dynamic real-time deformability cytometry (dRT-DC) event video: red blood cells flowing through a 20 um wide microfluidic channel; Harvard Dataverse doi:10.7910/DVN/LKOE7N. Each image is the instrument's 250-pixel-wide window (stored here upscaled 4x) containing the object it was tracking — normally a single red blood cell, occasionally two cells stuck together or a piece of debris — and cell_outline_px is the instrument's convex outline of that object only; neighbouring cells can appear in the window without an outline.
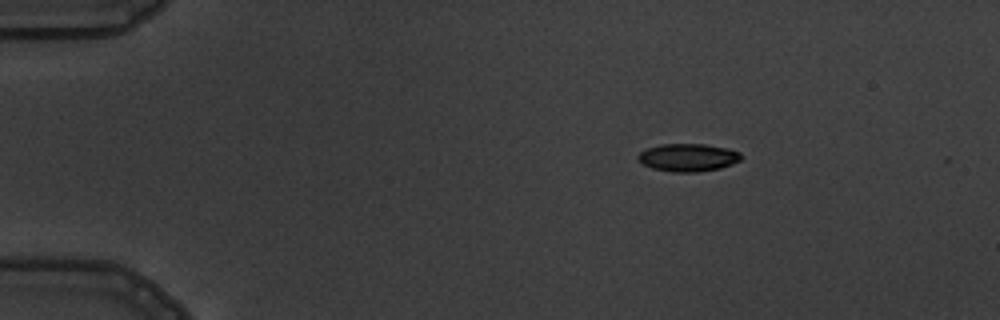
{"species": "common noctule bat (a hibernating species)", "species_latin": "Nyctalus noctula", "temperature_condition": "warm", "stored_images_in_passage": 4, "camera_frame_rate_fps": 3000, "um_per_image_px": 0.085, "animal": {"sex": "male", "body_mass_g": 19.5, "forearm_length_mm": 54.6}, "frame": {"image": 1, "passage_image": 1, "time_ms": 0.0, "image_size_px": [1000, 320], "cell_outline_px": [[740, 160], [732, 164], [720, 168], [700, 172], [672, 172], [652, 168], [644, 164], [636, 156], [640, 152], [648, 148], [660, 144], [704, 144], [728, 148], [740, 152]], "centroid_in_image_um": [58.49, 13.39], "position_along_channel_um": 26.5, "area_um2": 16.65}}
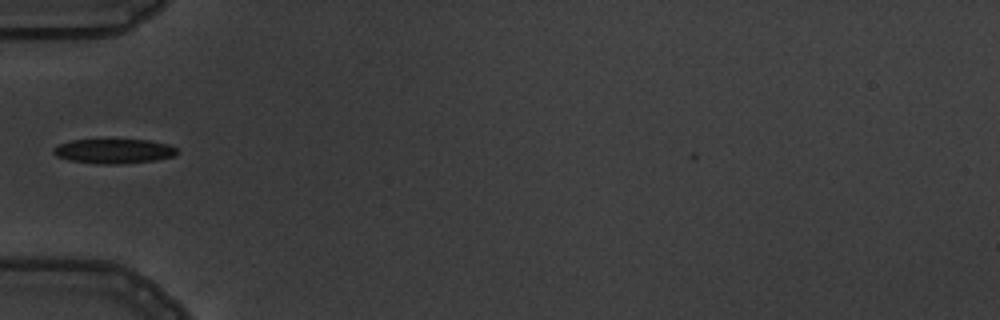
{"frame": {"image": 2, "passage_image": 4, "time_ms": 3.333, "image_size_px": [1000, 320], "cell_outline_px": [[176, 156], [156, 160], [120, 164], [104, 164], [68, 160], [56, 156], [52, 152], [52, 148], [56, 144], [72, 140], [148, 140], [168, 144], [176, 148]], "centroid_in_image_um": [9.64, 12.85], "position_along_channel_um": 75.4, "area_um2": 17.74}}